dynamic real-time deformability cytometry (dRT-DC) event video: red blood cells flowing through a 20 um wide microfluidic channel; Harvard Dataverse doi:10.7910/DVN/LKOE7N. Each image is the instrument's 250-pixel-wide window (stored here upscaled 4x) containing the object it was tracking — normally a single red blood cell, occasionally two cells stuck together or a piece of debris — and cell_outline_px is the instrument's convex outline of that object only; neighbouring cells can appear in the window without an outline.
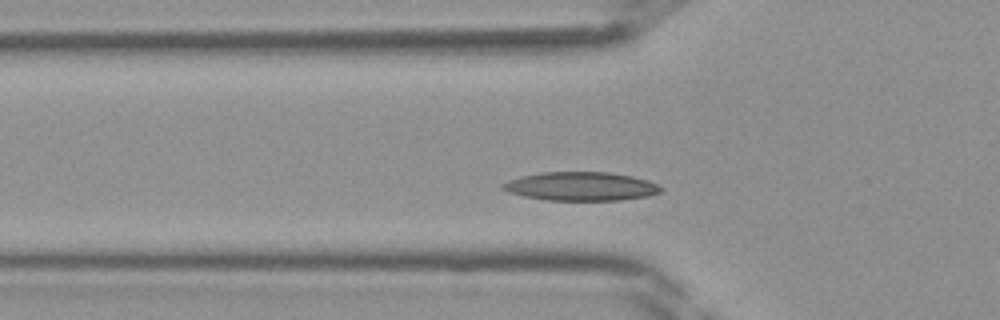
{"species": "Egyptian fruit bat (a non-hibernating species)", "species_latin": "Rousettus aegyptiacus", "temperature_condition": "room temperature", "stored_images_in_passage": 31, "camera_frame_rate_fps": 3000, "um_per_image_px": 0.085, "frame": {"image": 1, "passage_image": 2, "time_ms": 0.333, "image_size_px": [1000, 320], "cell_outline_px": [[664, 188], [660, 192], [648, 196], [620, 200], [544, 200], [524, 196], [508, 192], [500, 188], [500, 184], [508, 180], [520, 176], [540, 172], [608, 172], [632, 176], [648, 180]], "centroid_in_image_um": [49.34, 15.83], "position_along_channel_um": 76.5, "area_um2": 26.59}}
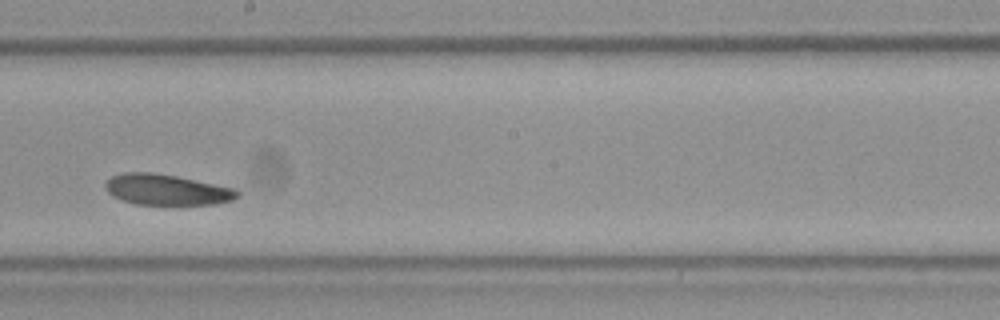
{"frame": {"image": 2, "passage_image": 12, "time_ms": 3.667, "image_size_px": [1000, 320], "cell_outline_px": [[240, 196], [232, 200], [216, 204], [136, 204], [120, 200], [112, 196], [104, 188], [104, 184], [112, 176], [124, 172], [152, 172], [176, 176], [236, 188], [240, 192]], "centroid_in_image_um": [14.17, 16.12], "position_along_channel_um": 234.0, "area_um2": 23.76}}
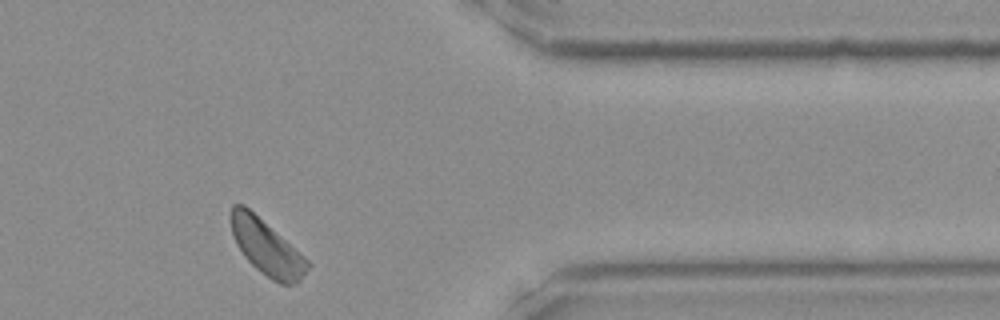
{"frame": {"image": 3, "passage_image": 23, "time_ms": 7.333, "image_size_px": [1000, 320], "cell_outline_px": [[312, 264], [300, 280], [296, 284], [280, 284], [272, 280], [260, 272], [244, 256], [236, 244], [232, 236], [232, 204], [244, 204], [308, 260]], "centroid_in_image_um": [22.67, 21.07], "position_along_channel_um": 388.7, "area_um2": 24.16}}